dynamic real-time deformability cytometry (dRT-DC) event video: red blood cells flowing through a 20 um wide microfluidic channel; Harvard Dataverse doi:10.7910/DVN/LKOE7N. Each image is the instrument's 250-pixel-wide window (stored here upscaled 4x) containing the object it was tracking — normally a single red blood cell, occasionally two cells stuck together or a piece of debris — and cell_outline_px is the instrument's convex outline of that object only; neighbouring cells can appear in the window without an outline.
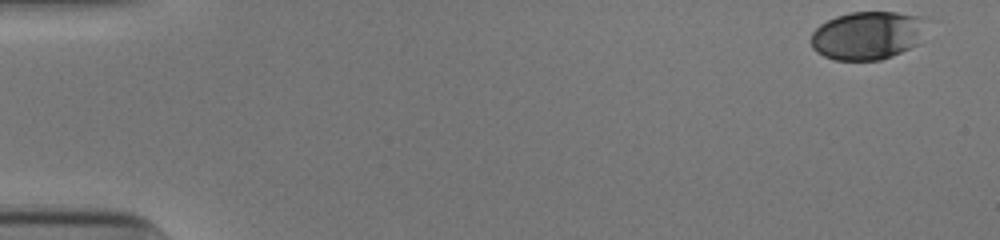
{"species": "human", "species_latin": "Homo sapiens", "temperature_condition": "cold", "stored_images_in_passage": 43, "camera_frame_rate_fps": 3000, "um_per_image_px": 0.085, "donor": {"sex": "male"}, "frame": {"image": 1, "passage_image": 1, "time_ms": 0.0, "image_size_px": [1000, 240], "cell_outline_px": [[940, 20], [920, 44], [892, 56], [880, 60], [832, 60], [816, 52], [812, 48], [812, 32], [820, 24], [836, 16], [852, 12], [896, 12], [920, 16]], "centroid_in_image_um": [73.96, 2.99], "position_along_channel_um": 11.0, "area_um2": 34.1}}
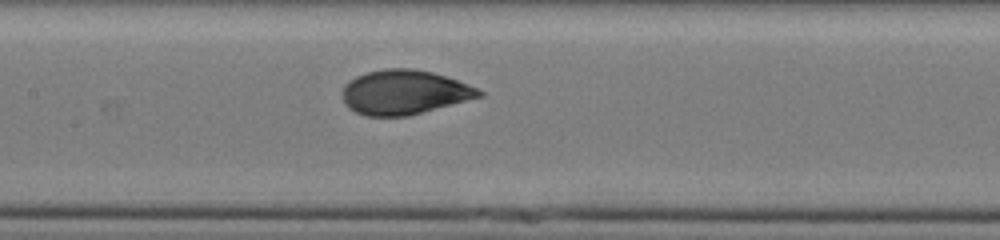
{"frame": {"image": 2, "passage_image": 25, "time_ms": 8.0, "image_size_px": [1000, 240], "cell_outline_px": [[484, 96], [408, 116], [368, 116], [356, 112], [348, 108], [344, 104], [344, 84], [348, 80], [356, 76], [368, 72], [384, 68], [412, 68], [432, 72], [456, 80], [476, 88], [484, 92]], "centroid_in_image_um": [34.35, 7.84], "position_along_channel_um": 173.0, "area_um2": 35.26}}
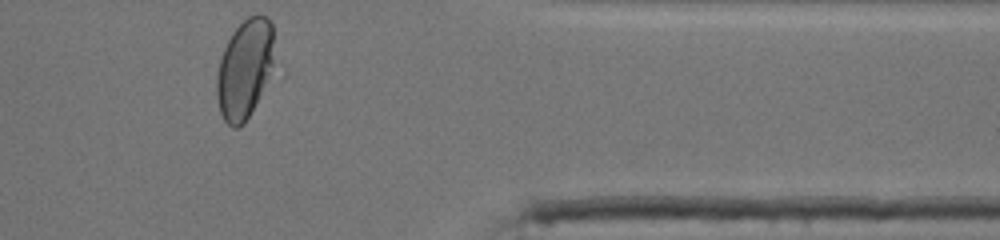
{"frame": {"image": 3, "passage_image": 43, "time_ms": 14.0, "image_size_px": [1000, 240], "cell_outline_px": [[272, 64], [268, 76], [244, 124], [236, 128], [232, 128], [224, 120], [220, 112], [216, 96], [216, 76], [220, 60], [224, 48], [232, 32], [248, 16], [256, 12], [260, 12], [268, 16], [272, 24]], "centroid_in_image_um": [20.76, 5.81], "position_along_channel_um": 390.6, "area_um2": 32.71}, "authors_computed_cell_mechanics": {"area_um2": 34.7956, "velocity_mm_per_s": 3.9049, "shape_relaxation_time_tau1_ms": 3.9393, "shape_relaxation_time_tau2_ms": null, "deformation_change_tau1": 0.1548, "deformation_change_tau2": null}}